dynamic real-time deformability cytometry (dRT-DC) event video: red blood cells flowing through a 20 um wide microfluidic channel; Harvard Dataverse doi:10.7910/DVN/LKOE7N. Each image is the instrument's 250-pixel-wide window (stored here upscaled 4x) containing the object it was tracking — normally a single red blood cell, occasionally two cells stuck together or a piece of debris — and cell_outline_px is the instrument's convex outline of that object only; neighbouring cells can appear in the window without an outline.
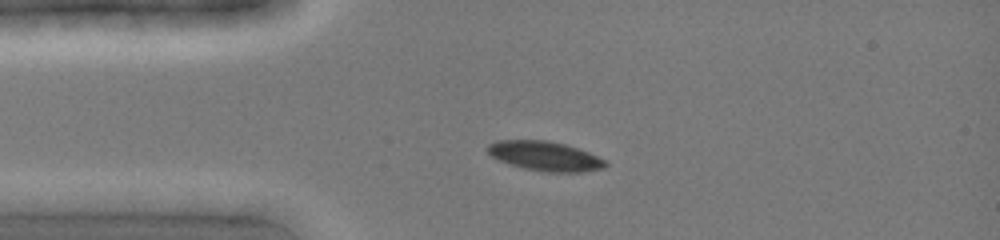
{"species": "common noctule bat (a hibernating species)", "species_latin": "Nyctalus noctula", "temperature_condition": "cold", "stored_images_in_passage": 8, "camera_frame_rate_fps": 3000, "um_per_image_px": 0.085, "animal": {"sex": "female", "body_mass_g": 19.0, "forearm_length_mm": 51.5}, "frame": {"image": 1, "passage_image": 1, "time_ms": 0.0, "image_size_px": [1000, 240], "cell_outline_px": [[608, 164], [604, 168], [580, 172], [548, 172], [524, 168], [508, 164], [492, 156], [484, 148], [488, 144], [496, 140], [548, 140], [564, 144], [588, 152], [608, 160]], "centroid_in_image_um": [46.32, 13.26], "position_along_channel_um": 38.7, "area_um2": 20.35}}